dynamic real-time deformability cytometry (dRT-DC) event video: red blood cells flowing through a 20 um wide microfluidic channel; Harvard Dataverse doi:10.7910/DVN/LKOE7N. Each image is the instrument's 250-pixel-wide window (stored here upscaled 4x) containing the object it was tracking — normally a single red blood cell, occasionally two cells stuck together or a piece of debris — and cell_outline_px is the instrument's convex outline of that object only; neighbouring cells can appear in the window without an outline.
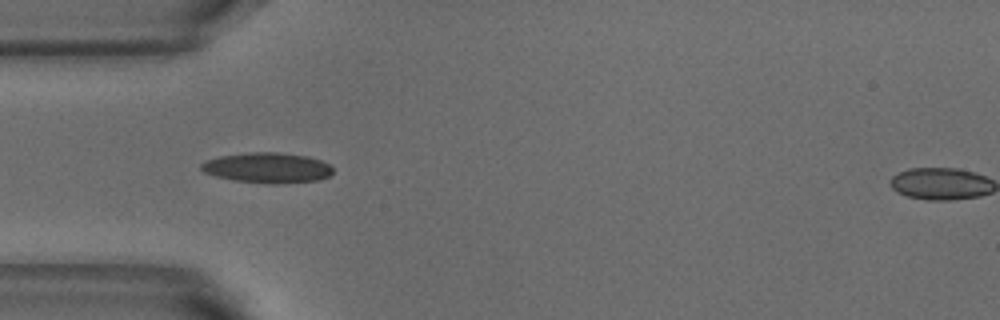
{"species": "common noctule bat (a hibernating species)", "species_latin": "Nyctalus noctula", "temperature_condition": "warm", "stored_images_in_passage": 6, "camera_frame_rate_fps": 3000, "um_per_image_px": 0.085, "animal": {"sex": "male", "body_mass_g": 18.8}, "frame": {"image": 1, "passage_image": 5, "time_ms": 1.333, "image_size_px": [1000, 320], "cell_outline_px": [[332, 172], [328, 176], [320, 180], [280, 184], [268, 184], [236, 180], [216, 176], [204, 172], [200, 168], [200, 164], [204, 160], [220, 156], [248, 152], [276, 152], [308, 156], [320, 160], [328, 164], [332, 168]], "centroid_in_image_um": [22.72, 14.26], "position_along_channel_um": 62.3, "area_um2": 23.35}}
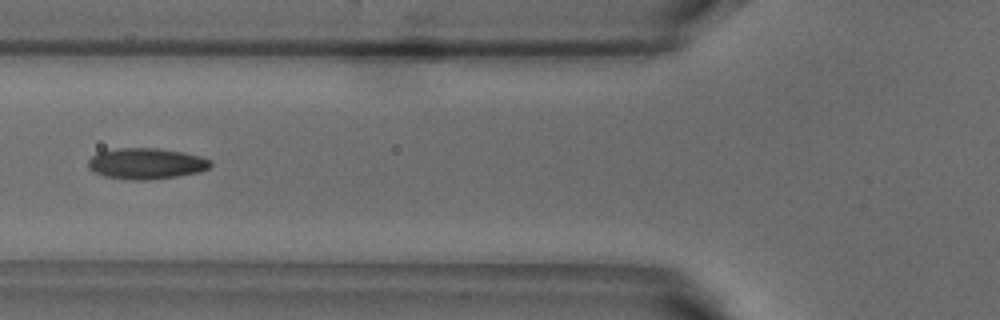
{"frame": {"image": 2, "passage_image": 6, "time_ms": 1.667, "image_size_px": [1000, 320], "cell_outline_px": [[212, 164], [208, 168], [200, 172], [176, 176], [144, 180], [132, 180], [104, 176], [88, 168], [88, 160], [92, 156], [100, 152], [116, 148], [156, 148], [184, 152], [200, 156], [212, 160]], "centroid_in_image_um": [12.44, 13.9], "position_along_channel_um": 113.4, "area_um2": 22.02}}